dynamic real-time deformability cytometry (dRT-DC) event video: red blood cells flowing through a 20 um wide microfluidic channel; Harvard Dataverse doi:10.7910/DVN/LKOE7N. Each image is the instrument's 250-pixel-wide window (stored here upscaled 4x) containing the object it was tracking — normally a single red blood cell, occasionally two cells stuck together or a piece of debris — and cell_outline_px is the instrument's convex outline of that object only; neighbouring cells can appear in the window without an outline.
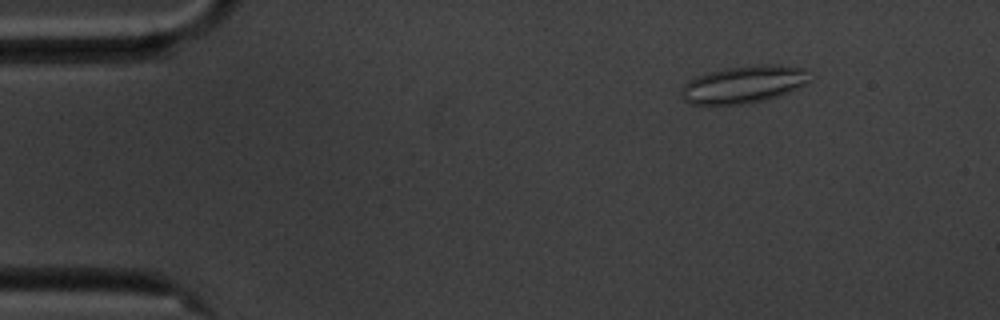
{"species": "common noctule bat (a hibernating species)", "species_latin": "Nyctalus noctula", "temperature_condition": "cold", "stored_images_in_passage": 56, "camera_frame_rate_fps": 3000, "um_per_image_px": 0.085, "animal": {"sex": "male", "body_mass_g": 20.1, "forearm_length_mm": 53.5}, "frame": {"image": 1, "passage_image": 7, "time_ms": 2.0, "image_size_px": [1000, 320], "cell_outline_px": [[812, 80], [808, 84], [788, 92], [776, 96], [760, 100], [740, 104], [688, 104], [680, 96], [680, 92], [684, 84], [688, 80], [696, 76], [708, 72], [724, 68], [764, 64], [780, 64], [804, 68]], "centroid_in_image_um": [63.21, 7.15], "position_along_channel_um": 21.8, "area_um2": 28.03}}
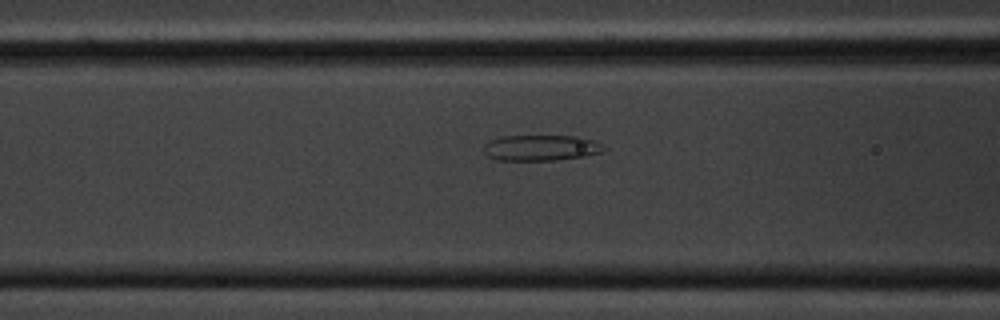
{"frame": {"image": 2, "passage_image": 22, "time_ms": 7.0, "image_size_px": [1000, 320], "cell_outline_px": [[608, 148], [604, 152], [584, 156], [556, 160], [496, 160], [488, 156], [484, 152], [484, 144], [488, 140], [500, 136], [580, 136], [592, 140]], "centroid_in_image_um": [45.97, 12.56], "position_along_channel_um": 120.6, "area_um2": 18.21}}
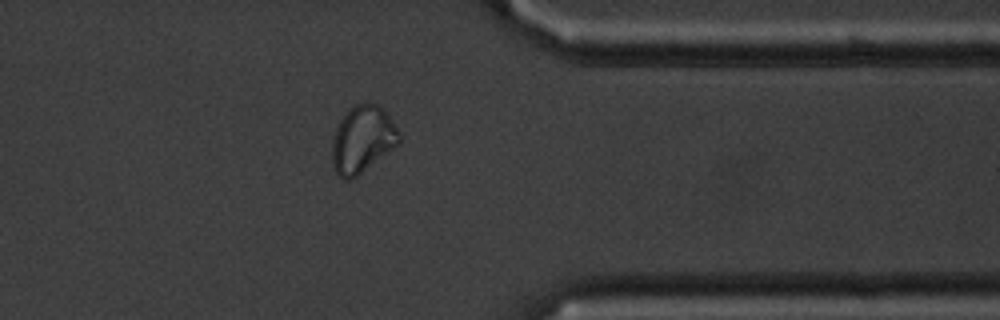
{"frame": {"image": 3, "passage_image": 45, "time_ms": 14.667, "image_size_px": [1000, 320], "cell_outline_px": [[400, 144], [352, 180], [344, 180], [336, 172], [332, 164], [332, 140], [336, 128], [340, 120], [356, 104], [376, 104], [384, 108], [400, 132]], "centroid_in_image_um": [30.83, 11.88], "position_along_channel_um": 380.6, "area_um2": 26.18}, "authors_computed_cell_mechanics": {"area_um2": 25.6054, "velocity_mm_per_s": 3.517, "shape_relaxation_time_tau1_ms": null, "shape_relaxation_time_tau2_ms": 2.705, "deformation_change_tau1": null, "deformation_change_tau2": 0.0892}}